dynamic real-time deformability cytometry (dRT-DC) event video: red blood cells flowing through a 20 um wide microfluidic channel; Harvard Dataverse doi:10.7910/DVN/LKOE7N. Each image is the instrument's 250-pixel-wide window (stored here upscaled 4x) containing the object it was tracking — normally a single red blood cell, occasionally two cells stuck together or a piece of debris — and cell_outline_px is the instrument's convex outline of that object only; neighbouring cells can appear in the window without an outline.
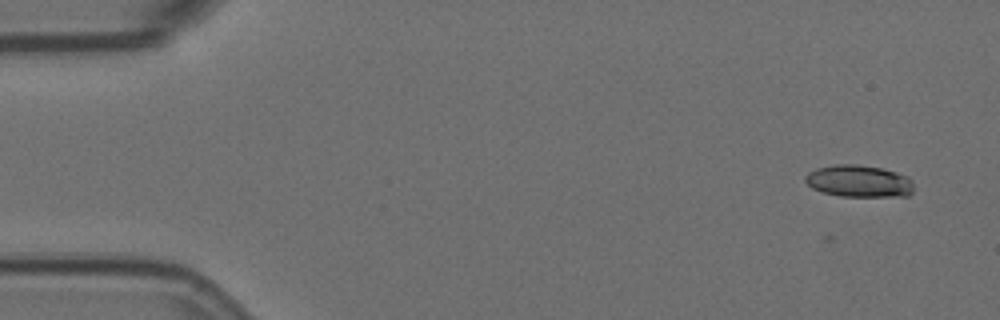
{"species": "Egyptian fruit bat (a non-hibernating species)", "species_latin": "Rousettus aegyptiacus", "temperature_condition": "room temperature", "stored_images_in_passage": 5, "camera_frame_rate_fps": 3000, "um_per_image_px": 0.085, "animal": {"sex": "female"}, "frame": {"image": 1, "passage_image": 1, "time_ms": 0.0, "image_size_px": [1000, 320], "cell_outline_px": [[912, 192], [908, 196], [840, 196], [824, 192], [812, 188], [804, 180], [804, 176], [808, 172], [816, 168], [836, 164], [856, 164], [884, 168], [908, 176], [912, 180]], "centroid_in_image_um": [73.0, 15.38], "position_along_channel_um": 12.0, "area_um2": 20.35}}
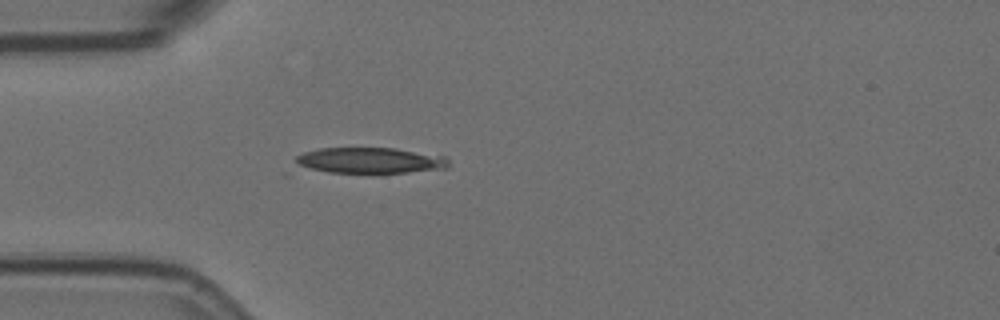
{"frame": {"image": 2, "passage_image": 5, "time_ms": 1.333, "image_size_px": [1000, 320], "cell_outline_px": [[448, 168], [408, 172], [288, 176], [284, 176], [284, 172], [296, 156], [304, 152], [320, 148], [396, 148], [448, 156]], "centroid_in_image_um": [30.89, 13.74], "position_along_channel_um": 54.1, "area_um2": 26.24}}